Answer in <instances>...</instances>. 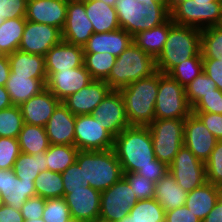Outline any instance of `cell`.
I'll list each match as a JSON object with an SVG mask.
<instances>
[{
  "mask_svg": "<svg viewBox=\"0 0 222 222\" xmlns=\"http://www.w3.org/2000/svg\"><path fill=\"white\" fill-rule=\"evenodd\" d=\"M113 150L123 173H136L140 168L156 167L150 129L130 125L114 138Z\"/></svg>",
  "mask_w": 222,
  "mask_h": 222,
  "instance_id": "6da1fadb",
  "label": "cell"
},
{
  "mask_svg": "<svg viewBox=\"0 0 222 222\" xmlns=\"http://www.w3.org/2000/svg\"><path fill=\"white\" fill-rule=\"evenodd\" d=\"M159 71L121 88L129 125L148 126L155 119Z\"/></svg>",
  "mask_w": 222,
  "mask_h": 222,
  "instance_id": "7a4b0ae2",
  "label": "cell"
},
{
  "mask_svg": "<svg viewBox=\"0 0 222 222\" xmlns=\"http://www.w3.org/2000/svg\"><path fill=\"white\" fill-rule=\"evenodd\" d=\"M114 8L120 27L132 37L164 23L170 17L169 2L163 0L147 4L138 0H116Z\"/></svg>",
  "mask_w": 222,
  "mask_h": 222,
  "instance_id": "3957f363",
  "label": "cell"
},
{
  "mask_svg": "<svg viewBox=\"0 0 222 222\" xmlns=\"http://www.w3.org/2000/svg\"><path fill=\"white\" fill-rule=\"evenodd\" d=\"M76 163L82 169V186H91L99 191L110 188L124 175L113 148L104 151L79 150Z\"/></svg>",
  "mask_w": 222,
  "mask_h": 222,
  "instance_id": "277c9868",
  "label": "cell"
},
{
  "mask_svg": "<svg viewBox=\"0 0 222 222\" xmlns=\"http://www.w3.org/2000/svg\"><path fill=\"white\" fill-rule=\"evenodd\" d=\"M194 56H202L201 29L173 24L164 48L156 58L157 71L168 74L175 66Z\"/></svg>",
  "mask_w": 222,
  "mask_h": 222,
  "instance_id": "5b68a950",
  "label": "cell"
},
{
  "mask_svg": "<svg viewBox=\"0 0 222 222\" xmlns=\"http://www.w3.org/2000/svg\"><path fill=\"white\" fill-rule=\"evenodd\" d=\"M157 72L156 59L134 42L116 57L114 66L105 80L112 90H120L139 79L147 78Z\"/></svg>",
  "mask_w": 222,
  "mask_h": 222,
  "instance_id": "8992f818",
  "label": "cell"
},
{
  "mask_svg": "<svg viewBox=\"0 0 222 222\" xmlns=\"http://www.w3.org/2000/svg\"><path fill=\"white\" fill-rule=\"evenodd\" d=\"M174 24L205 29L222 26V0H177L170 7Z\"/></svg>",
  "mask_w": 222,
  "mask_h": 222,
  "instance_id": "52a82bcc",
  "label": "cell"
},
{
  "mask_svg": "<svg viewBox=\"0 0 222 222\" xmlns=\"http://www.w3.org/2000/svg\"><path fill=\"white\" fill-rule=\"evenodd\" d=\"M185 119H154L149 125L155 158L169 166L184 145Z\"/></svg>",
  "mask_w": 222,
  "mask_h": 222,
  "instance_id": "ba28073f",
  "label": "cell"
},
{
  "mask_svg": "<svg viewBox=\"0 0 222 222\" xmlns=\"http://www.w3.org/2000/svg\"><path fill=\"white\" fill-rule=\"evenodd\" d=\"M192 113L185 88L168 74L159 72L155 119H185Z\"/></svg>",
  "mask_w": 222,
  "mask_h": 222,
  "instance_id": "9c48e42d",
  "label": "cell"
},
{
  "mask_svg": "<svg viewBox=\"0 0 222 222\" xmlns=\"http://www.w3.org/2000/svg\"><path fill=\"white\" fill-rule=\"evenodd\" d=\"M134 193L124 177L110 188L101 191L99 219L118 222L126 217L132 206L138 202Z\"/></svg>",
  "mask_w": 222,
  "mask_h": 222,
  "instance_id": "30bf717a",
  "label": "cell"
},
{
  "mask_svg": "<svg viewBox=\"0 0 222 222\" xmlns=\"http://www.w3.org/2000/svg\"><path fill=\"white\" fill-rule=\"evenodd\" d=\"M74 145L80 151H104L114 147V137L92 114L76 115Z\"/></svg>",
  "mask_w": 222,
  "mask_h": 222,
  "instance_id": "8fae6325",
  "label": "cell"
},
{
  "mask_svg": "<svg viewBox=\"0 0 222 222\" xmlns=\"http://www.w3.org/2000/svg\"><path fill=\"white\" fill-rule=\"evenodd\" d=\"M168 171L183 190L190 192L200 187L206 179L205 163L200 161L186 146H182L168 166Z\"/></svg>",
  "mask_w": 222,
  "mask_h": 222,
  "instance_id": "7c38bea8",
  "label": "cell"
},
{
  "mask_svg": "<svg viewBox=\"0 0 222 222\" xmlns=\"http://www.w3.org/2000/svg\"><path fill=\"white\" fill-rule=\"evenodd\" d=\"M69 207L71 219L91 222L99 219L101 191L91 186L64 189V197Z\"/></svg>",
  "mask_w": 222,
  "mask_h": 222,
  "instance_id": "4fadbf2b",
  "label": "cell"
},
{
  "mask_svg": "<svg viewBox=\"0 0 222 222\" xmlns=\"http://www.w3.org/2000/svg\"><path fill=\"white\" fill-rule=\"evenodd\" d=\"M62 40V31L59 28L26 20L18 50L45 56L54 45Z\"/></svg>",
  "mask_w": 222,
  "mask_h": 222,
  "instance_id": "5bb4252c",
  "label": "cell"
},
{
  "mask_svg": "<svg viewBox=\"0 0 222 222\" xmlns=\"http://www.w3.org/2000/svg\"><path fill=\"white\" fill-rule=\"evenodd\" d=\"M92 115L114 138L130 126L119 90H111L94 109Z\"/></svg>",
  "mask_w": 222,
  "mask_h": 222,
  "instance_id": "9a60e30c",
  "label": "cell"
},
{
  "mask_svg": "<svg viewBox=\"0 0 222 222\" xmlns=\"http://www.w3.org/2000/svg\"><path fill=\"white\" fill-rule=\"evenodd\" d=\"M94 33L87 17L85 0L68 1L66 22L62 29L63 41L83 47Z\"/></svg>",
  "mask_w": 222,
  "mask_h": 222,
  "instance_id": "2e32d148",
  "label": "cell"
},
{
  "mask_svg": "<svg viewBox=\"0 0 222 222\" xmlns=\"http://www.w3.org/2000/svg\"><path fill=\"white\" fill-rule=\"evenodd\" d=\"M218 141L195 114L185 118L184 146L200 161L205 163L208 160Z\"/></svg>",
  "mask_w": 222,
  "mask_h": 222,
  "instance_id": "e0dca14e",
  "label": "cell"
},
{
  "mask_svg": "<svg viewBox=\"0 0 222 222\" xmlns=\"http://www.w3.org/2000/svg\"><path fill=\"white\" fill-rule=\"evenodd\" d=\"M93 81L90 73L83 66L72 70L52 73L46 81V88L61 102L69 95L80 91Z\"/></svg>",
  "mask_w": 222,
  "mask_h": 222,
  "instance_id": "ac0fdd59",
  "label": "cell"
},
{
  "mask_svg": "<svg viewBox=\"0 0 222 222\" xmlns=\"http://www.w3.org/2000/svg\"><path fill=\"white\" fill-rule=\"evenodd\" d=\"M112 89L104 80H93L80 91L69 95L62 103L72 114H92L94 109Z\"/></svg>",
  "mask_w": 222,
  "mask_h": 222,
  "instance_id": "d6986e66",
  "label": "cell"
},
{
  "mask_svg": "<svg viewBox=\"0 0 222 222\" xmlns=\"http://www.w3.org/2000/svg\"><path fill=\"white\" fill-rule=\"evenodd\" d=\"M67 0H28L26 20L47 24L61 31L66 22Z\"/></svg>",
  "mask_w": 222,
  "mask_h": 222,
  "instance_id": "ffe728a7",
  "label": "cell"
},
{
  "mask_svg": "<svg viewBox=\"0 0 222 222\" xmlns=\"http://www.w3.org/2000/svg\"><path fill=\"white\" fill-rule=\"evenodd\" d=\"M0 194L3 204L21 210L28 198L36 196L34 181L17 178L13 169H0Z\"/></svg>",
  "mask_w": 222,
  "mask_h": 222,
  "instance_id": "44dd1931",
  "label": "cell"
},
{
  "mask_svg": "<svg viewBox=\"0 0 222 222\" xmlns=\"http://www.w3.org/2000/svg\"><path fill=\"white\" fill-rule=\"evenodd\" d=\"M60 103L61 101L45 88L19 107L24 123L44 127Z\"/></svg>",
  "mask_w": 222,
  "mask_h": 222,
  "instance_id": "7402d4cb",
  "label": "cell"
},
{
  "mask_svg": "<svg viewBox=\"0 0 222 222\" xmlns=\"http://www.w3.org/2000/svg\"><path fill=\"white\" fill-rule=\"evenodd\" d=\"M47 78L54 72L72 70L83 66V47L61 41L54 45L44 56Z\"/></svg>",
  "mask_w": 222,
  "mask_h": 222,
  "instance_id": "603a6c76",
  "label": "cell"
},
{
  "mask_svg": "<svg viewBox=\"0 0 222 222\" xmlns=\"http://www.w3.org/2000/svg\"><path fill=\"white\" fill-rule=\"evenodd\" d=\"M76 116L61 102L44 126L50 144L74 145Z\"/></svg>",
  "mask_w": 222,
  "mask_h": 222,
  "instance_id": "cb8c5ba5",
  "label": "cell"
},
{
  "mask_svg": "<svg viewBox=\"0 0 222 222\" xmlns=\"http://www.w3.org/2000/svg\"><path fill=\"white\" fill-rule=\"evenodd\" d=\"M133 43V37L120 28L112 32L93 33L83 46L84 53H109L118 57Z\"/></svg>",
  "mask_w": 222,
  "mask_h": 222,
  "instance_id": "d4e9b609",
  "label": "cell"
},
{
  "mask_svg": "<svg viewBox=\"0 0 222 222\" xmlns=\"http://www.w3.org/2000/svg\"><path fill=\"white\" fill-rule=\"evenodd\" d=\"M222 193V188L210 182H205L200 187L188 192L186 207L201 221L215 207Z\"/></svg>",
  "mask_w": 222,
  "mask_h": 222,
  "instance_id": "484cf974",
  "label": "cell"
},
{
  "mask_svg": "<svg viewBox=\"0 0 222 222\" xmlns=\"http://www.w3.org/2000/svg\"><path fill=\"white\" fill-rule=\"evenodd\" d=\"M47 79H33L29 76L10 73L5 88L15 106H20L29 98L39 94L46 88Z\"/></svg>",
  "mask_w": 222,
  "mask_h": 222,
  "instance_id": "4316f807",
  "label": "cell"
},
{
  "mask_svg": "<svg viewBox=\"0 0 222 222\" xmlns=\"http://www.w3.org/2000/svg\"><path fill=\"white\" fill-rule=\"evenodd\" d=\"M85 9L94 33L112 32L121 28L113 6L100 0H85Z\"/></svg>",
  "mask_w": 222,
  "mask_h": 222,
  "instance_id": "83f0119b",
  "label": "cell"
},
{
  "mask_svg": "<svg viewBox=\"0 0 222 222\" xmlns=\"http://www.w3.org/2000/svg\"><path fill=\"white\" fill-rule=\"evenodd\" d=\"M7 57L10 64V73L29 76L33 79H47L44 56L16 50Z\"/></svg>",
  "mask_w": 222,
  "mask_h": 222,
  "instance_id": "f1b7e54d",
  "label": "cell"
},
{
  "mask_svg": "<svg viewBox=\"0 0 222 222\" xmlns=\"http://www.w3.org/2000/svg\"><path fill=\"white\" fill-rule=\"evenodd\" d=\"M188 192L176 182L169 171L155 183V199L164 208L170 211L184 206Z\"/></svg>",
  "mask_w": 222,
  "mask_h": 222,
  "instance_id": "f546056e",
  "label": "cell"
},
{
  "mask_svg": "<svg viewBox=\"0 0 222 222\" xmlns=\"http://www.w3.org/2000/svg\"><path fill=\"white\" fill-rule=\"evenodd\" d=\"M173 24L174 22L169 17L164 23L150 30L137 33L133 36V42L145 53L152 55L156 59L164 48L169 29Z\"/></svg>",
  "mask_w": 222,
  "mask_h": 222,
  "instance_id": "4dcf8cb0",
  "label": "cell"
},
{
  "mask_svg": "<svg viewBox=\"0 0 222 222\" xmlns=\"http://www.w3.org/2000/svg\"><path fill=\"white\" fill-rule=\"evenodd\" d=\"M17 139L21 152L29 155L46 152L50 146L45 127L42 126L24 123Z\"/></svg>",
  "mask_w": 222,
  "mask_h": 222,
  "instance_id": "1f68e13d",
  "label": "cell"
},
{
  "mask_svg": "<svg viewBox=\"0 0 222 222\" xmlns=\"http://www.w3.org/2000/svg\"><path fill=\"white\" fill-rule=\"evenodd\" d=\"M25 25L26 18L8 19L0 25V54L10 55L18 50Z\"/></svg>",
  "mask_w": 222,
  "mask_h": 222,
  "instance_id": "d6a6232c",
  "label": "cell"
},
{
  "mask_svg": "<svg viewBox=\"0 0 222 222\" xmlns=\"http://www.w3.org/2000/svg\"><path fill=\"white\" fill-rule=\"evenodd\" d=\"M46 170H48L46 152H39L34 155L21 152L13 166L16 177L26 181H35L39 173Z\"/></svg>",
  "mask_w": 222,
  "mask_h": 222,
  "instance_id": "836d02e7",
  "label": "cell"
},
{
  "mask_svg": "<svg viewBox=\"0 0 222 222\" xmlns=\"http://www.w3.org/2000/svg\"><path fill=\"white\" fill-rule=\"evenodd\" d=\"M78 151L75 145L50 144L49 149L46 151L47 169L52 172H64L76 162Z\"/></svg>",
  "mask_w": 222,
  "mask_h": 222,
  "instance_id": "e575fe53",
  "label": "cell"
},
{
  "mask_svg": "<svg viewBox=\"0 0 222 222\" xmlns=\"http://www.w3.org/2000/svg\"><path fill=\"white\" fill-rule=\"evenodd\" d=\"M36 196L44 199L63 198L64 186L61 173L51 170L42 171L34 181Z\"/></svg>",
  "mask_w": 222,
  "mask_h": 222,
  "instance_id": "d590c367",
  "label": "cell"
},
{
  "mask_svg": "<svg viewBox=\"0 0 222 222\" xmlns=\"http://www.w3.org/2000/svg\"><path fill=\"white\" fill-rule=\"evenodd\" d=\"M116 57L109 53H84V67L93 80H106Z\"/></svg>",
  "mask_w": 222,
  "mask_h": 222,
  "instance_id": "8d00e7d4",
  "label": "cell"
},
{
  "mask_svg": "<svg viewBox=\"0 0 222 222\" xmlns=\"http://www.w3.org/2000/svg\"><path fill=\"white\" fill-rule=\"evenodd\" d=\"M135 222H164L165 210L155 198L138 200L129 211Z\"/></svg>",
  "mask_w": 222,
  "mask_h": 222,
  "instance_id": "74e56055",
  "label": "cell"
},
{
  "mask_svg": "<svg viewBox=\"0 0 222 222\" xmlns=\"http://www.w3.org/2000/svg\"><path fill=\"white\" fill-rule=\"evenodd\" d=\"M203 72V56H194L175 66L168 75L186 88Z\"/></svg>",
  "mask_w": 222,
  "mask_h": 222,
  "instance_id": "f35d334b",
  "label": "cell"
},
{
  "mask_svg": "<svg viewBox=\"0 0 222 222\" xmlns=\"http://www.w3.org/2000/svg\"><path fill=\"white\" fill-rule=\"evenodd\" d=\"M201 53L203 59H220L222 56V26L201 30Z\"/></svg>",
  "mask_w": 222,
  "mask_h": 222,
  "instance_id": "ab89813d",
  "label": "cell"
},
{
  "mask_svg": "<svg viewBox=\"0 0 222 222\" xmlns=\"http://www.w3.org/2000/svg\"><path fill=\"white\" fill-rule=\"evenodd\" d=\"M24 121L19 106L0 110V137L18 138Z\"/></svg>",
  "mask_w": 222,
  "mask_h": 222,
  "instance_id": "60d3db41",
  "label": "cell"
},
{
  "mask_svg": "<svg viewBox=\"0 0 222 222\" xmlns=\"http://www.w3.org/2000/svg\"><path fill=\"white\" fill-rule=\"evenodd\" d=\"M216 83L204 72L199 74L186 88L185 93L191 108L205 95L216 90Z\"/></svg>",
  "mask_w": 222,
  "mask_h": 222,
  "instance_id": "b9f144b4",
  "label": "cell"
},
{
  "mask_svg": "<svg viewBox=\"0 0 222 222\" xmlns=\"http://www.w3.org/2000/svg\"><path fill=\"white\" fill-rule=\"evenodd\" d=\"M42 218L45 222H69L72 220L64 198L46 199Z\"/></svg>",
  "mask_w": 222,
  "mask_h": 222,
  "instance_id": "7bdbcfd3",
  "label": "cell"
},
{
  "mask_svg": "<svg viewBox=\"0 0 222 222\" xmlns=\"http://www.w3.org/2000/svg\"><path fill=\"white\" fill-rule=\"evenodd\" d=\"M207 182L222 188V140L216 143L205 162Z\"/></svg>",
  "mask_w": 222,
  "mask_h": 222,
  "instance_id": "ee69618b",
  "label": "cell"
},
{
  "mask_svg": "<svg viewBox=\"0 0 222 222\" xmlns=\"http://www.w3.org/2000/svg\"><path fill=\"white\" fill-rule=\"evenodd\" d=\"M123 177L128 181L138 200L155 197V183L151 180L137 173H124Z\"/></svg>",
  "mask_w": 222,
  "mask_h": 222,
  "instance_id": "f6af8a7d",
  "label": "cell"
},
{
  "mask_svg": "<svg viewBox=\"0 0 222 222\" xmlns=\"http://www.w3.org/2000/svg\"><path fill=\"white\" fill-rule=\"evenodd\" d=\"M20 153L21 150L17 138L0 137V169H13Z\"/></svg>",
  "mask_w": 222,
  "mask_h": 222,
  "instance_id": "bcb514c9",
  "label": "cell"
},
{
  "mask_svg": "<svg viewBox=\"0 0 222 222\" xmlns=\"http://www.w3.org/2000/svg\"><path fill=\"white\" fill-rule=\"evenodd\" d=\"M28 0H0V25L8 19L25 18Z\"/></svg>",
  "mask_w": 222,
  "mask_h": 222,
  "instance_id": "7dc6e473",
  "label": "cell"
},
{
  "mask_svg": "<svg viewBox=\"0 0 222 222\" xmlns=\"http://www.w3.org/2000/svg\"><path fill=\"white\" fill-rule=\"evenodd\" d=\"M192 112L222 114V91L218 88L203 96L193 107Z\"/></svg>",
  "mask_w": 222,
  "mask_h": 222,
  "instance_id": "c3c4849f",
  "label": "cell"
},
{
  "mask_svg": "<svg viewBox=\"0 0 222 222\" xmlns=\"http://www.w3.org/2000/svg\"><path fill=\"white\" fill-rule=\"evenodd\" d=\"M45 203L46 199L40 196L28 198L20 210L24 220L42 218Z\"/></svg>",
  "mask_w": 222,
  "mask_h": 222,
  "instance_id": "681fc988",
  "label": "cell"
},
{
  "mask_svg": "<svg viewBox=\"0 0 222 222\" xmlns=\"http://www.w3.org/2000/svg\"><path fill=\"white\" fill-rule=\"evenodd\" d=\"M195 114L214 135L217 140H222V114L209 112H192Z\"/></svg>",
  "mask_w": 222,
  "mask_h": 222,
  "instance_id": "f907efd6",
  "label": "cell"
},
{
  "mask_svg": "<svg viewBox=\"0 0 222 222\" xmlns=\"http://www.w3.org/2000/svg\"><path fill=\"white\" fill-rule=\"evenodd\" d=\"M61 175L63 178L64 189H77L82 186V169L76 162L70 165L64 172L61 173Z\"/></svg>",
  "mask_w": 222,
  "mask_h": 222,
  "instance_id": "816d5d0a",
  "label": "cell"
},
{
  "mask_svg": "<svg viewBox=\"0 0 222 222\" xmlns=\"http://www.w3.org/2000/svg\"><path fill=\"white\" fill-rule=\"evenodd\" d=\"M203 72L210 77L222 91V56L220 59H203Z\"/></svg>",
  "mask_w": 222,
  "mask_h": 222,
  "instance_id": "f5cc1de1",
  "label": "cell"
},
{
  "mask_svg": "<svg viewBox=\"0 0 222 222\" xmlns=\"http://www.w3.org/2000/svg\"><path fill=\"white\" fill-rule=\"evenodd\" d=\"M164 222H202L186 205L165 211Z\"/></svg>",
  "mask_w": 222,
  "mask_h": 222,
  "instance_id": "db71d44e",
  "label": "cell"
},
{
  "mask_svg": "<svg viewBox=\"0 0 222 222\" xmlns=\"http://www.w3.org/2000/svg\"><path fill=\"white\" fill-rule=\"evenodd\" d=\"M168 172V166L156 159V167L140 168L136 173L156 183Z\"/></svg>",
  "mask_w": 222,
  "mask_h": 222,
  "instance_id": "11a10c76",
  "label": "cell"
},
{
  "mask_svg": "<svg viewBox=\"0 0 222 222\" xmlns=\"http://www.w3.org/2000/svg\"><path fill=\"white\" fill-rule=\"evenodd\" d=\"M0 222H24V218L20 210L2 204L0 206Z\"/></svg>",
  "mask_w": 222,
  "mask_h": 222,
  "instance_id": "9f6ffc18",
  "label": "cell"
},
{
  "mask_svg": "<svg viewBox=\"0 0 222 222\" xmlns=\"http://www.w3.org/2000/svg\"><path fill=\"white\" fill-rule=\"evenodd\" d=\"M202 222H222V193L215 207L208 213Z\"/></svg>",
  "mask_w": 222,
  "mask_h": 222,
  "instance_id": "6f0895ef",
  "label": "cell"
},
{
  "mask_svg": "<svg viewBox=\"0 0 222 222\" xmlns=\"http://www.w3.org/2000/svg\"><path fill=\"white\" fill-rule=\"evenodd\" d=\"M10 74V64L7 55L0 54V86H5Z\"/></svg>",
  "mask_w": 222,
  "mask_h": 222,
  "instance_id": "680465c9",
  "label": "cell"
},
{
  "mask_svg": "<svg viewBox=\"0 0 222 222\" xmlns=\"http://www.w3.org/2000/svg\"><path fill=\"white\" fill-rule=\"evenodd\" d=\"M13 106L5 86H0V110Z\"/></svg>",
  "mask_w": 222,
  "mask_h": 222,
  "instance_id": "91938a15",
  "label": "cell"
},
{
  "mask_svg": "<svg viewBox=\"0 0 222 222\" xmlns=\"http://www.w3.org/2000/svg\"><path fill=\"white\" fill-rule=\"evenodd\" d=\"M118 222H135L133 219V216L131 215H127L126 217H123L121 220H119Z\"/></svg>",
  "mask_w": 222,
  "mask_h": 222,
  "instance_id": "94428289",
  "label": "cell"
},
{
  "mask_svg": "<svg viewBox=\"0 0 222 222\" xmlns=\"http://www.w3.org/2000/svg\"><path fill=\"white\" fill-rule=\"evenodd\" d=\"M142 4L154 3L156 0H138ZM164 2H168V0H163Z\"/></svg>",
  "mask_w": 222,
  "mask_h": 222,
  "instance_id": "6125c7cd",
  "label": "cell"
},
{
  "mask_svg": "<svg viewBox=\"0 0 222 222\" xmlns=\"http://www.w3.org/2000/svg\"><path fill=\"white\" fill-rule=\"evenodd\" d=\"M105 2L106 4L110 5V6H115L116 0H100Z\"/></svg>",
  "mask_w": 222,
  "mask_h": 222,
  "instance_id": "be15d7a7",
  "label": "cell"
},
{
  "mask_svg": "<svg viewBox=\"0 0 222 222\" xmlns=\"http://www.w3.org/2000/svg\"><path fill=\"white\" fill-rule=\"evenodd\" d=\"M24 222H45L44 220H43V218H40V219H29V220H24Z\"/></svg>",
  "mask_w": 222,
  "mask_h": 222,
  "instance_id": "e7e4bbea",
  "label": "cell"
},
{
  "mask_svg": "<svg viewBox=\"0 0 222 222\" xmlns=\"http://www.w3.org/2000/svg\"><path fill=\"white\" fill-rule=\"evenodd\" d=\"M177 0H168L169 6L171 7Z\"/></svg>",
  "mask_w": 222,
  "mask_h": 222,
  "instance_id": "03108f58",
  "label": "cell"
},
{
  "mask_svg": "<svg viewBox=\"0 0 222 222\" xmlns=\"http://www.w3.org/2000/svg\"><path fill=\"white\" fill-rule=\"evenodd\" d=\"M91 222H107V221H103V220H101V219H96V220L91 221Z\"/></svg>",
  "mask_w": 222,
  "mask_h": 222,
  "instance_id": "003e7915",
  "label": "cell"
},
{
  "mask_svg": "<svg viewBox=\"0 0 222 222\" xmlns=\"http://www.w3.org/2000/svg\"><path fill=\"white\" fill-rule=\"evenodd\" d=\"M3 204V199H2V196L0 194V206Z\"/></svg>",
  "mask_w": 222,
  "mask_h": 222,
  "instance_id": "a7ac6f4b",
  "label": "cell"
},
{
  "mask_svg": "<svg viewBox=\"0 0 222 222\" xmlns=\"http://www.w3.org/2000/svg\"><path fill=\"white\" fill-rule=\"evenodd\" d=\"M69 222H82V221H77V220H70Z\"/></svg>",
  "mask_w": 222,
  "mask_h": 222,
  "instance_id": "89a4df30",
  "label": "cell"
}]
</instances>
